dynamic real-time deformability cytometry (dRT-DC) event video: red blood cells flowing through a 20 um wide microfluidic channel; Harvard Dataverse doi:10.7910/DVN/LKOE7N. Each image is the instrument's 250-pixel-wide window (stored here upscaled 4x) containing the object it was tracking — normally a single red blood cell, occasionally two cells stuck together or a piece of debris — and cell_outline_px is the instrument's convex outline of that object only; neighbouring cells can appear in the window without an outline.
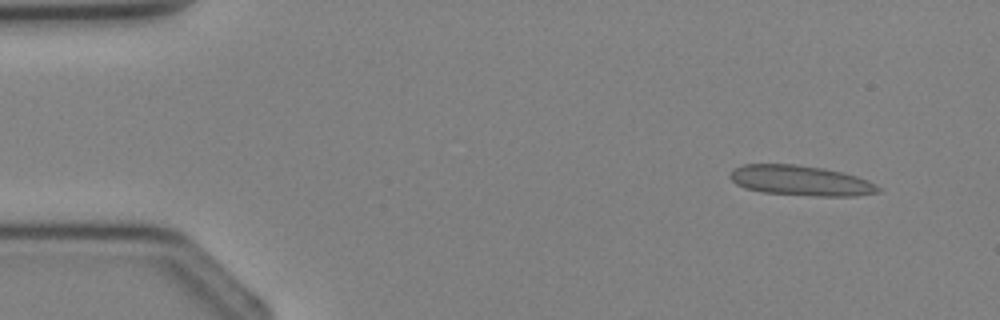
{"species": "Egyptian fruit bat (a non-hibernating species)", "species_latin": "Rousettus aegyptiacus", "temperature_condition": "cold", "stored_images_in_passage": 4, "camera_frame_rate_fps": 3000, "um_per_image_px": 0.085, "animal": {"sex": "female"}, "frame": {"image": 1, "passage_image": 4, "time_ms": 3.667, "image_size_px": [1000, 320], "cell_outline_px": [[880, 192], [856, 196], [812, 196], [760, 192], [744, 188], [736, 184], [728, 176], [736, 168], [744, 164], [796, 164], [824, 168], [856, 176], [868, 180], [880, 188]], "centroid_in_image_um": [68.05, 15.36], "position_along_channel_um": 17.0, "area_um2": 26.07}}